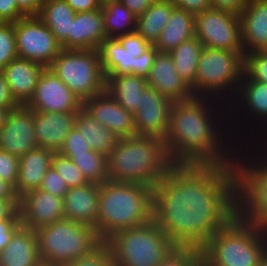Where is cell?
Here are the masks:
<instances>
[{
	"label": "cell",
	"instance_id": "obj_9",
	"mask_svg": "<svg viewBox=\"0 0 267 266\" xmlns=\"http://www.w3.org/2000/svg\"><path fill=\"white\" fill-rule=\"evenodd\" d=\"M244 55L236 51L204 47L198 61L195 82L191 86L193 95L230 104L244 74Z\"/></svg>",
	"mask_w": 267,
	"mask_h": 266
},
{
	"label": "cell",
	"instance_id": "obj_46",
	"mask_svg": "<svg viewBox=\"0 0 267 266\" xmlns=\"http://www.w3.org/2000/svg\"><path fill=\"white\" fill-rule=\"evenodd\" d=\"M21 225L20 219L0 220V251L8 245L11 237Z\"/></svg>",
	"mask_w": 267,
	"mask_h": 266
},
{
	"label": "cell",
	"instance_id": "obj_17",
	"mask_svg": "<svg viewBox=\"0 0 267 266\" xmlns=\"http://www.w3.org/2000/svg\"><path fill=\"white\" fill-rule=\"evenodd\" d=\"M37 147L33 110L26 105L9 110L0 128V150L20 157Z\"/></svg>",
	"mask_w": 267,
	"mask_h": 266
},
{
	"label": "cell",
	"instance_id": "obj_35",
	"mask_svg": "<svg viewBox=\"0 0 267 266\" xmlns=\"http://www.w3.org/2000/svg\"><path fill=\"white\" fill-rule=\"evenodd\" d=\"M71 160L88 182L102 184L109 181L107 157L104 154L91 150Z\"/></svg>",
	"mask_w": 267,
	"mask_h": 266
},
{
	"label": "cell",
	"instance_id": "obj_55",
	"mask_svg": "<svg viewBox=\"0 0 267 266\" xmlns=\"http://www.w3.org/2000/svg\"><path fill=\"white\" fill-rule=\"evenodd\" d=\"M255 145L267 156V133Z\"/></svg>",
	"mask_w": 267,
	"mask_h": 266
},
{
	"label": "cell",
	"instance_id": "obj_16",
	"mask_svg": "<svg viewBox=\"0 0 267 266\" xmlns=\"http://www.w3.org/2000/svg\"><path fill=\"white\" fill-rule=\"evenodd\" d=\"M134 113L136 135L164 139L170 127L172 102L156 89L147 87Z\"/></svg>",
	"mask_w": 267,
	"mask_h": 266
},
{
	"label": "cell",
	"instance_id": "obj_13",
	"mask_svg": "<svg viewBox=\"0 0 267 266\" xmlns=\"http://www.w3.org/2000/svg\"><path fill=\"white\" fill-rule=\"evenodd\" d=\"M17 55L49 67L61 52L62 45L37 17L27 16L15 23Z\"/></svg>",
	"mask_w": 267,
	"mask_h": 266
},
{
	"label": "cell",
	"instance_id": "obj_33",
	"mask_svg": "<svg viewBox=\"0 0 267 266\" xmlns=\"http://www.w3.org/2000/svg\"><path fill=\"white\" fill-rule=\"evenodd\" d=\"M107 38H117L135 32L137 17L120 1L101 5Z\"/></svg>",
	"mask_w": 267,
	"mask_h": 266
},
{
	"label": "cell",
	"instance_id": "obj_52",
	"mask_svg": "<svg viewBox=\"0 0 267 266\" xmlns=\"http://www.w3.org/2000/svg\"><path fill=\"white\" fill-rule=\"evenodd\" d=\"M76 12H88L101 8L99 0H65Z\"/></svg>",
	"mask_w": 267,
	"mask_h": 266
},
{
	"label": "cell",
	"instance_id": "obj_54",
	"mask_svg": "<svg viewBox=\"0 0 267 266\" xmlns=\"http://www.w3.org/2000/svg\"><path fill=\"white\" fill-rule=\"evenodd\" d=\"M0 199H19L15 187L2 179H0Z\"/></svg>",
	"mask_w": 267,
	"mask_h": 266
},
{
	"label": "cell",
	"instance_id": "obj_22",
	"mask_svg": "<svg viewBox=\"0 0 267 266\" xmlns=\"http://www.w3.org/2000/svg\"><path fill=\"white\" fill-rule=\"evenodd\" d=\"M100 184L89 182L70 188L63 198L66 219L93 227L96 231Z\"/></svg>",
	"mask_w": 267,
	"mask_h": 266
},
{
	"label": "cell",
	"instance_id": "obj_49",
	"mask_svg": "<svg viewBox=\"0 0 267 266\" xmlns=\"http://www.w3.org/2000/svg\"><path fill=\"white\" fill-rule=\"evenodd\" d=\"M20 219L19 199H0V220Z\"/></svg>",
	"mask_w": 267,
	"mask_h": 266
},
{
	"label": "cell",
	"instance_id": "obj_18",
	"mask_svg": "<svg viewBox=\"0 0 267 266\" xmlns=\"http://www.w3.org/2000/svg\"><path fill=\"white\" fill-rule=\"evenodd\" d=\"M63 198L53 196L40 188L30 190L19 198L20 221L31 230L64 219Z\"/></svg>",
	"mask_w": 267,
	"mask_h": 266
},
{
	"label": "cell",
	"instance_id": "obj_38",
	"mask_svg": "<svg viewBox=\"0 0 267 266\" xmlns=\"http://www.w3.org/2000/svg\"><path fill=\"white\" fill-rule=\"evenodd\" d=\"M244 74L250 80L267 83V50L244 55Z\"/></svg>",
	"mask_w": 267,
	"mask_h": 266
},
{
	"label": "cell",
	"instance_id": "obj_50",
	"mask_svg": "<svg viewBox=\"0 0 267 266\" xmlns=\"http://www.w3.org/2000/svg\"><path fill=\"white\" fill-rule=\"evenodd\" d=\"M212 8L240 14L249 0H210Z\"/></svg>",
	"mask_w": 267,
	"mask_h": 266
},
{
	"label": "cell",
	"instance_id": "obj_12",
	"mask_svg": "<svg viewBox=\"0 0 267 266\" xmlns=\"http://www.w3.org/2000/svg\"><path fill=\"white\" fill-rule=\"evenodd\" d=\"M195 38L203 47L244 54L239 14L210 8L195 14Z\"/></svg>",
	"mask_w": 267,
	"mask_h": 266
},
{
	"label": "cell",
	"instance_id": "obj_48",
	"mask_svg": "<svg viewBox=\"0 0 267 266\" xmlns=\"http://www.w3.org/2000/svg\"><path fill=\"white\" fill-rule=\"evenodd\" d=\"M176 8L189 11L193 14L212 8L210 0H172Z\"/></svg>",
	"mask_w": 267,
	"mask_h": 266
},
{
	"label": "cell",
	"instance_id": "obj_19",
	"mask_svg": "<svg viewBox=\"0 0 267 266\" xmlns=\"http://www.w3.org/2000/svg\"><path fill=\"white\" fill-rule=\"evenodd\" d=\"M83 108L119 139L136 136L134 114L117 103L107 91L85 100Z\"/></svg>",
	"mask_w": 267,
	"mask_h": 266
},
{
	"label": "cell",
	"instance_id": "obj_4",
	"mask_svg": "<svg viewBox=\"0 0 267 266\" xmlns=\"http://www.w3.org/2000/svg\"><path fill=\"white\" fill-rule=\"evenodd\" d=\"M153 220V188L135 183L100 184L96 233L102 242L123 229Z\"/></svg>",
	"mask_w": 267,
	"mask_h": 266
},
{
	"label": "cell",
	"instance_id": "obj_58",
	"mask_svg": "<svg viewBox=\"0 0 267 266\" xmlns=\"http://www.w3.org/2000/svg\"><path fill=\"white\" fill-rule=\"evenodd\" d=\"M114 1H119V0H99L100 4L108 3V2H114Z\"/></svg>",
	"mask_w": 267,
	"mask_h": 266
},
{
	"label": "cell",
	"instance_id": "obj_11",
	"mask_svg": "<svg viewBox=\"0 0 267 266\" xmlns=\"http://www.w3.org/2000/svg\"><path fill=\"white\" fill-rule=\"evenodd\" d=\"M228 112L229 130L234 140L240 146L243 145V143H245L244 145L249 143L256 144V141H258L259 138H262L267 133V83L250 80L245 74H243L238 91L230 104H228ZM244 130L248 131L245 133ZM242 131L244 133H242ZM256 131L257 133H255ZM247 137H249V141ZM242 140L244 142H242Z\"/></svg>",
	"mask_w": 267,
	"mask_h": 266
},
{
	"label": "cell",
	"instance_id": "obj_53",
	"mask_svg": "<svg viewBox=\"0 0 267 266\" xmlns=\"http://www.w3.org/2000/svg\"><path fill=\"white\" fill-rule=\"evenodd\" d=\"M133 14L142 15L156 0H119Z\"/></svg>",
	"mask_w": 267,
	"mask_h": 266
},
{
	"label": "cell",
	"instance_id": "obj_45",
	"mask_svg": "<svg viewBox=\"0 0 267 266\" xmlns=\"http://www.w3.org/2000/svg\"><path fill=\"white\" fill-rule=\"evenodd\" d=\"M23 17L17 8V0H0V23H16Z\"/></svg>",
	"mask_w": 267,
	"mask_h": 266
},
{
	"label": "cell",
	"instance_id": "obj_31",
	"mask_svg": "<svg viewBox=\"0 0 267 266\" xmlns=\"http://www.w3.org/2000/svg\"><path fill=\"white\" fill-rule=\"evenodd\" d=\"M76 12L65 0L44 1L38 18L51 30L63 49H69V32Z\"/></svg>",
	"mask_w": 267,
	"mask_h": 266
},
{
	"label": "cell",
	"instance_id": "obj_56",
	"mask_svg": "<svg viewBox=\"0 0 267 266\" xmlns=\"http://www.w3.org/2000/svg\"><path fill=\"white\" fill-rule=\"evenodd\" d=\"M8 112V109L0 107V128L4 125Z\"/></svg>",
	"mask_w": 267,
	"mask_h": 266
},
{
	"label": "cell",
	"instance_id": "obj_47",
	"mask_svg": "<svg viewBox=\"0 0 267 266\" xmlns=\"http://www.w3.org/2000/svg\"><path fill=\"white\" fill-rule=\"evenodd\" d=\"M20 106L11 93V89L5 78V74L0 70V107L12 110Z\"/></svg>",
	"mask_w": 267,
	"mask_h": 266
},
{
	"label": "cell",
	"instance_id": "obj_25",
	"mask_svg": "<svg viewBox=\"0 0 267 266\" xmlns=\"http://www.w3.org/2000/svg\"><path fill=\"white\" fill-rule=\"evenodd\" d=\"M106 38L101 8L75 14L69 32V49H98Z\"/></svg>",
	"mask_w": 267,
	"mask_h": 266
},
{
	"label": "cell",
	"instance_id": "obj_6",
	"mask_svg": "<svg viewBox=\"0 0 267 266\" xmlns=\"http://www.w3.org/2000/svg\"><path fill=\"white\" fill-rule=\"evenodd\" d=\"M234 164L238 215L243 220L267 228V156L257 145L243 144L238 149Z\"/></svg>",
	"mask_w": 267,
	"mask_h": 266
},
{
	"label": "cell",
	"instance_id": "obj_37",
	"mask_svg": "<svg viewBox=\"0 0 267 266\" xmlns=\"http://www.w3.org/2000/svg\"><path fill=\"white\" fill-rule=\"evenodd\" d=\"M16 57L15 23H0V70Z\"/></svg>",
	"mask_w": 267,
	"mask_h": 266
},
{
	"label": "cell",
	"instance_id": "obj_21",
	"mask_svg": "<svg viewBox=\"0 0 267 266\" xmlns=\"http://www.w3.org/2000/svg\"><path fill=\"white\" fill-rule=\"evenodd\" d=\"M77 112L33 111L35 137L39 148L58 152L68 133L75 127Z\"/></svg>",
	"mask_w": 267,
	"mask_h": 266
},
{
	"label": "cell",
	"instance_id": "obj_26",
	"mask_svg": "<svg viewBox=\"0 0 267 266\" xmlns=\"http://www.w3.org/2000/svg\"><path fill=\"white\" fill-rule=\"evenodd\" d=\"M0 266H43L34 230L20 226L0 251Z\"/></svg>",
	"mask_w": 267,
	"mask_h": 266
},
{
	"label": "cell",
	"instance_id": "obj_15",
	"mask_svg": "<svg viewBox=\"0 0 267 266\" xmlns=\"http://www.w3.org/2000/svg\"><path fill=\"white\" fill-rule=\"evenodd\" d=\"M26 106L41 113L78 112L83 107V102L47 67Z\"/></svg>",
	"mask_w": 267,
	"mask_h": 266
},
{
	"label": "cell",
	"instance_id": "obj_32",
	"mask_svg": "<svg viewBox=\"0 0 267 266\" xmlns=\"http://www.w3.org/2000/svg\"><path fill=\"white\" fill-rule=\"evenodd\" d=\"M175 8L172 0H156L142 15L137 16L135 31L153 45Z\"/></svg>",
	"mask_w": 267,
	"mask_h": 266
},
{
	"label": "cell",
	"instance_id": "obj_39",
	"mask_svg": "<svg viewBox=\"0 0 267 266\" xmlns=\"http://www.w3.org/2000/svg\"><path fill=\"white\" fill-rule=\"evenodd\" d=\"M159 266H203L201 250L191 247H178Z\"/></svg>",
	"mask_w": 267,
	"mask_h": 266
},
{
	"label": "cell",
	"instance_id": "obj_7",
	"mask_svg": "<svg viewBox=\"0 0 267 266\" xmlns=\"http://www.w3.org/2000/svg\"><path fill=\"white\" fill-rule=\"evenodd\" d=\"M105 243L116 266H159L178 248L153 220L117 231Z\"/></svg>",
	"mask_w": 267,
	"mask_h": 266
},
{
	"label": "cell",
	"instance_id": "obj_29",
	"mask_svg": "<svg viewBox=\"0 0 267 266\" xmlns=\"http://www.w3.org/2000/svg\"><path fill=\"white\" fill-rule=\"evenodd\" d=\"M148 87L146 78L137 75H106V91L127 111L135 113L141 94Z\"/></svg>",
	"mask_w": 267,
	"mask_h": 266
},
{
	"label": "cell",
	"instance_id": "obj_28",
	"mask_svg": "<svg viewBox=\"0 0 267 266\" xmlns=\"http://www.w3.org/2000/svg\"><path fill=\"white\" fill-rule=\"evenodd\" d=\"M195 37V14L175 8L153 46L159 52L169 53Z\"/></svg>",
	"mask_w": 267,
	"mask_h": 266
},
{
	"label": "cell",
	"instance_id": "obj_14",
	"mask_svg": "<svg viewBox=\"0 0 267 266\" xmlns=\"http://www.w3.org/2000/svg\"><path fill=\"white\" fill-rule=\"evenodd\" d=\"M151 46L136 31L117 38H106L98 48L105 76L135 75L136 57Z\"/></svg>",
	"mask_w": 267,
	"mask_h": 266
},
{
	"label": "cell",
	"instance_id": "obj_42",
	"mask_svg": "<svg viewBox=\"0 0 267 266\" xmlns=\"http://www.w3.org/2000/svg\"><path fill=\"white\" fill-rule=\"evenodd\" d=\"M19 173V157L0 150V179L7 181L14 187L17 184Z\"/></svg>",
	"mask_w": 267,
	"mask_h": 266
},
{
	"label": "cell",
	"instance_id": "obj_40",
	"mask_svg": "<svg viewBox=\"0 0 267 266\" xmlns=\"http://www.w3.org/2000/svg\"><path fill=\"white\" fill-rule=\"evenodd\" d=\"M66 266H116L111 251L105 242H102L90 254L73 260Z\"/></svg>",
	"mask_w": 267,
	"mask_h": 266
},
{
	"label": "cell",
	"instance_id": "obj_30",
	"mask_svg": "<svg viewBox=\"0 0 267 266\" xmlns=\"http://www.w3.org/2000/svg\"><path fill=\"white\" fill-rule=\"evenodd\" d=\"M75 128L84 136L93 151L102 153L106 157L119 141L114 132L103 126L83 107L76 114Z\"/></svg>",
	"mask_w": 267,
	"mask_h": 266
},
{
	"label": "cell",
	"instance_id": "obj_27",
	"mask_svg": "<svg viewBox=\"0 0 267 266\" xmlns=\"http://www.w3.org/2000/svg\"><path fill=\"white\" fill-rule=\"evenodd\" d=\"M54 153L53 150L37 147L19 157V173L15 186L19 198L30 190L40 188L42 179L52 166Z\"/></svg>",
	"mask_w": 267,
	"mask_h": 266
},
{
	"label": "cell",
	"instance_id": "obj_2",
	"mask_svg": "<svg viewBox=\"0 0 267 266\" xmlns=\"http://www.w3.org/2000/svg\"><path fill=\"white\" fill-rule=\"evenodd\" d=\"M228 113L225 102L210 97L173 102L164 138L171 160L175 164H234L240 145L230 133Z\"/></svg>",
	"mask_w": 267,
	"mask_h": 266
},
{
	"label": "cell",
	"instance_id": "obj_20",
	"mask_svg": "<svg viewBox=\"0 0 267 266\" xmlns=\"http://www.w3.org/2000/svg\"><path fill=\"white\" fill-rule=\"evenodd\" d=\"M146 81L148 87L156 89L172 103L194 96L191 87L180 76L173 64L171 55L167 52L156 54Z\"/></svg>",
	"mask_w": 267,
	"mask_h": 266
},
{
	"label": "cell",
	"instance_id": "obj_10",
	"mask_svg": "<svg viewBox=\"0 0 267 266\" xmlns=\"http://www.w3.org/2000/svg\"><path fill=\"white\" fill-rule=\"evenodd\" d=\"M48 68L82 102L106 91L98 49H62Z\"/></svg>",
	"mask_w": 267,
	"mask_h": 266
},
{
	"label": "cell",
	"instance_id": "obj_57",
	"mask_svg": "<svg viewBox=\"0 0 267 266\" xmlns=\"http://www.w3.org/2000/svg\"><path fill=\"white\" fill-rule=\"evenodd\" d=\"M260 264L261 266H267V249L262 255Z\"/></svg>",
	"mask_w": 267,
	"mask_h": 266
},
{
	"label": "cell",
	"instance_id": "obj_34",
	"mask_svg": "<svg viewBox=\"0 0 267 266\" xmlns=\"http://www.w3.org/2000/svg\"><path fill=\"white\" fill-rule=\"evenodd\" d=\"M203 48V44L194 37L169 52L176 70L190 87L195 82L198 61Z\"/></svg>",
	"mask_w": 267,
	"mask_h": 266
},
{
	"label": "cell",
	"instance_id": "obj_24",
	"mask_svg": "<svg viewBox=\"0 0 267 266\" xmlns=\"http://www.w3.org/2000/svg\"><path fill=\"white\" fill-rule=\"evenodd\" d=\"M45 68L40 63L16 57L2 69L12 95L20 105L29 102Z\"/></svg>",
	"mask_w": 267,
	"mask_h": 266
},
{
	"label": "cell",
	"instance_id": "obj_51",
	"mask_svg": "<svg viewBox=\"0 0 267 266\" xmlns=\"http://www.w3.org/2000/svg\"><path fill=\"white\" fill-rule=\"evenodd\" d=\"M44 0H17L18 10L25 16H38Z\"/></svg>",
	"mask_w": 267,
	"mask_h": 266
},
{
	"label": "cell",
	"instance_id": "obj_8",
	"mask_svg": "<svg viewBox=\"0 0 267 266\" xmlns=\"http://www.w3.org/2000/svg\"><path fill=\"white\" fill-rule=\"evenodd\" d=\"M35 233L43 266H66L90 254L102 243L93 227L66 218Z\"/></svg>",
	"mask_w": 267,
	"mask_h": 266
},
{
	"label": "cell",
	"instance_id": "obj_36",
	"mask_svg": "<svg viewBox=\"0 0 267 266\" xmlns=\"http://www.w3.org/2000/svg\"><path fill=\"white\" fill-rule=\"evenodd\" d=\"M52 167L60 174L69 188L89 183L73 161L58 152L53 154Z\"/></svg>",
	"mask_w": 267,
	"mask_h": 266
},
{
	"label": "cell",
	"instance_id": "obj_43",
	"mask_svg": "<svg viewBox=\"0 0 267 266\" xmlns=\"http://www.w3.org/2000/svg\"><path fill=\"white\" fill-rule=\"evenodd\" d=\"M40 189L51 193L53 196L64 198L70 188L60 174L51 166L42 179Z\"/></svg>",
	"mask_w": 267,
	"mask_h": 266
},
{
	"label": "cell",
	"instance_id": "obj_5",
	"mask_svg": "<svg viewBox=\"0 0 267 266\" xmlns=\"http://www.w3.org/2000/svg\"><path fill=\"white\" fill-rule=\"evenodd\" d=\"M267 249V228L238 214L200 249L203 266H257Z\"/></svg>",
	"mask_w": 267,
	"mask_h": 266
},
{
	"label": "cell",
	"instance_id": "obj_3",
	"mask_svg": "<svg viewBox=\"0 0 267 266\" xmlns=\"http://www.w3.org/2000/svg\"><path fill=\"white\" fill-rule=\"evenodd\" d=\"M109 180L153 188L175 163L162 138L132 136L119 139L107 156Z\"/></svg>",
	"mask_w": 267,
	"mask_h": 266
},
{
	"label": "cell",
	"instance_id": "obj_41",
	"mask_svg": "<svg viewBox=\"0 0 267 266\" xmlns=\"http://www.w3.org/2000/svg\"><path fill=\"white\" fill-rule=\"evenodd\" d=\"M91 150L87 140L74 127L66 136L64 144L58 153L72 159L77 155L87 154Z\"/></svg>",
	"mask_w": 267,
	"mask_h": 266
},
{
	"label": "cell",
	"instance_id": "obj_44",
	"mask_svg": "<svg viewBox=\"0 0 267 266\" xmlns=\"http://www.w3.org/2000/svg\"><path fill=\"white\" fill-rule=\"evenodd\" d=\"M158 52L152 45L147 51L136 57L135 75L147 78Z\"/></svg>",
	"mask_w": 267,
	"mask_h": 266
},
{
	"label": "cell",
	"instance_id": "obj_1",
	"mask_svg": "<svg viewBox=\"0 0 267 266\" xmlns=\"http://www.w3.org/2000/svg\"><path fill=\"white\" fill-rule=\"evenodd\" d=\"M237 214L235 164H175L153 187V221L178 247L201 249Z\"/></svg>",
	"mask_w": 267,
	"mask_h": 266
},
{
	"label": "cell",
	"instance_id": "obj_23",
	"mask_svg": "<svg viewBox=\"0 0 267 266\" xmlns=\"http://www.w3.org/2000/svg\"><path fill=\"white\" fill-rule=\"evenodd\" d=\"M239 18L244 54L267 50V0H249Z\"/></svg>",
	"mask_w": 267,
	"mask_h": 266
}]
</instances>
